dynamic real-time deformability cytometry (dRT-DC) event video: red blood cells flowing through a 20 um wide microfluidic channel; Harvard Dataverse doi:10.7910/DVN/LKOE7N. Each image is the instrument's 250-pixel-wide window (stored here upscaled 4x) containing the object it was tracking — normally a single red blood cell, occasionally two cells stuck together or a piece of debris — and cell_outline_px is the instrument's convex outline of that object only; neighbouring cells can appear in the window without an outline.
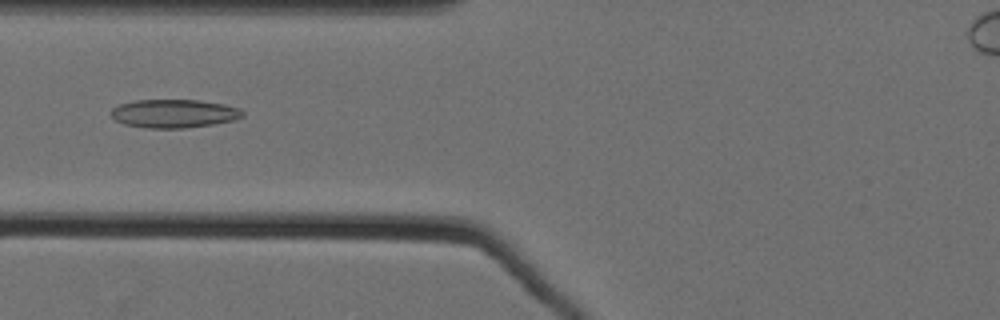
{"species": "Egyptian fruit bat (a non-hibernating species)", "species_latin": "Rousettus aegyptiacus", "temperature_condition": "cold", "stored_images_in_passage": 48, "camera_frame_rate_fps": 3000, "um_per_image_px": 0.085, "animal": {"sex": "female"}, "frame": {"image": 1, "passage_image": 15, "time_ms": 4.667, "image_size_px": [1000, 320], "cell_outline_px": [[244, 116], [232, 120], [212, 124], [184, 128], [148, 128], [124, 124], [116, 120], [112, 116], [112, 108], [120, 104], [132, 100], [200, 100], [224, 104], [240, 108], [244, 112]], "centroid_in_image_um": [14.8, 9.64], "position_along_channel_um": 111.0, "area_um2": 21.73}}
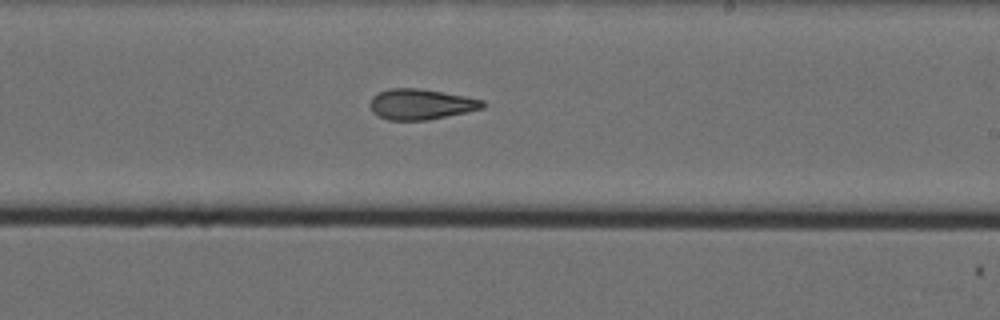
{"frame": {"image": 2, "passage_image": 27, "time_ms": 8.667, "image_size_px": [1000, 320], "cell_outline_px": [[484, 108], [468, 112], [428, 120], [388, 120], [372, 112], [368, 104], [372, 96], [376, 92], [388, 88], [420, 88], [464, 96], [484, 100]], "centroid_in_image_um": [35.74, 8.85], "position_along_channel_um": 253.3, "area_um2": 20.29}}
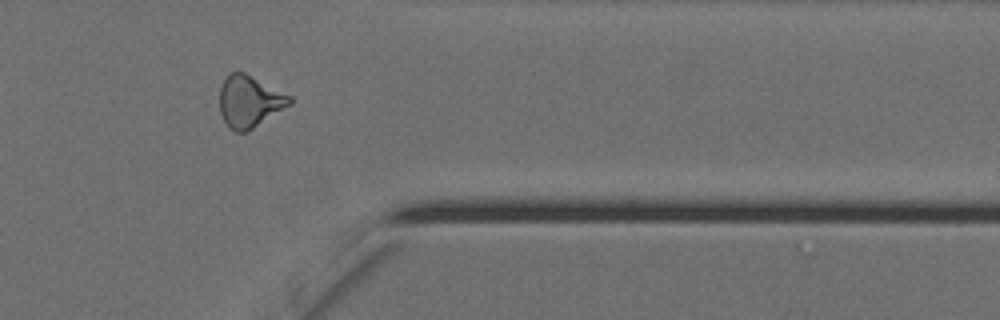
{"frame": {"image": 3, "passage_image": 39, "time_ms": 12.667, "image_size_px": [1000, 320], "cell_outline_px": [[292, 104], [252, 128], [244, 132], [236, 132], [228, 128], [220, 112], [220, 88], [224, 80], [232, 72], [244, 72], [292, 96]], "centroid_in_image_um": [21.21, 8.62], "position_along_channel_um": 390.2, "area_um2": 20.92}}